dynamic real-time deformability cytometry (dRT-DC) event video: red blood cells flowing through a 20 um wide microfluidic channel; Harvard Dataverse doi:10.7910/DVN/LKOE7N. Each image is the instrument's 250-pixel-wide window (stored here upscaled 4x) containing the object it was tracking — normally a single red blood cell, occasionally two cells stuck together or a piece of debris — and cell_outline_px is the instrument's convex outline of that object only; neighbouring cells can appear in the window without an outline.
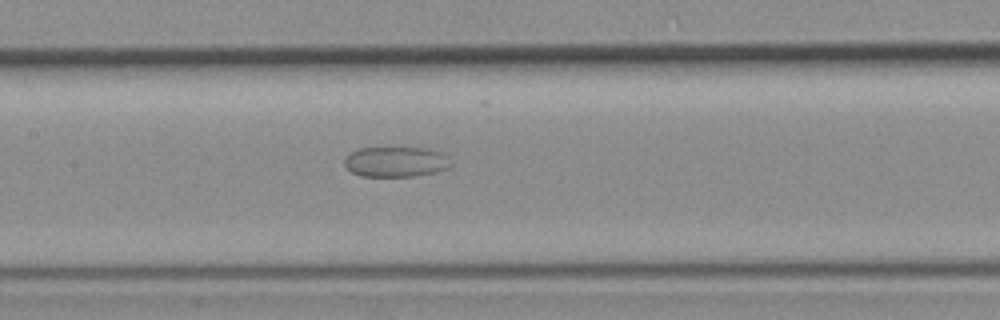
{"species": "common noctule bat (a hibernating species)", "species_latin": "Nyctalus noctula", "temperature_condition": "room temperature", "stored_images_in_passage": 42, "camera_frame_rate_fps": 3000, "um_per_image_px": 0.085, "animal": {"sex": "female", "body_mass_g": 19.3, "forearm_length_mm": 54.1}, "frame": {"image": 1, "passage_image": 17, "time_ms": 5.333, "image_size_px": [1000, 320], "cell_outline_px": [[452, 164], [448, 168], [436, 172], [416, 176], [360, 176], [352, 172], [344, 164], [344, 160], [352, 152], [360, 148], [424, 148], [440, 152]], "centroid_in_image_um": [33.64, 13.76], "position_along_channel_um": 173.8, "area_um2": 18.5}}
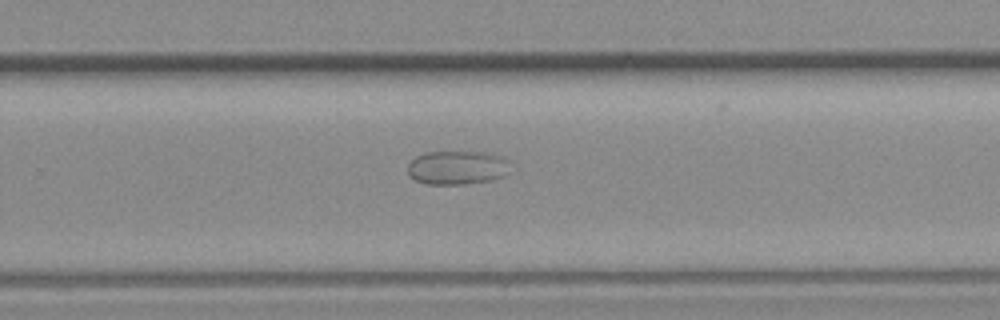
{"frame": {"image": 2, "passage_image": 25, "time_ms": 8.0, "image_size_px": [1000, 320], "cell_outline_px": [[508, 160], [504, 176], [492, 180], [464, 184], [424, 184], [416, 180], [408, 172], [408, 164], [416, 156], [428, 152], [484, 152], [500, 156]], "centroid_in_image_um": [38.83, 14.25], "position_along_channel_um": 291.0, "area_um2": 19.94}}
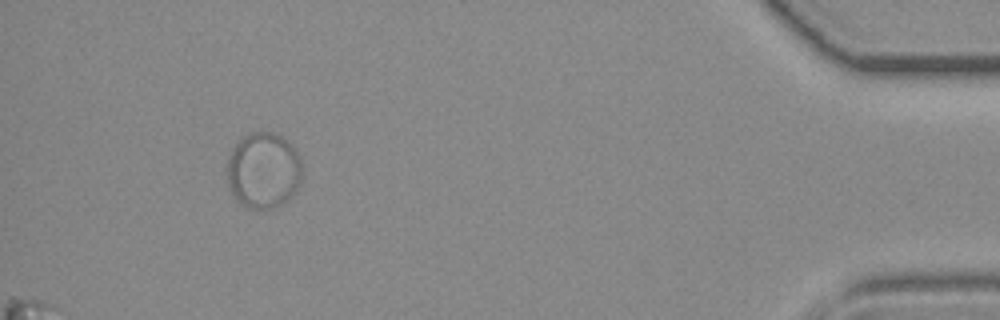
{"frame": {"image": 3, "passage_image": 38, "time_ms": 12.333, "image_size_px": [1000, 320], "cell_outline_px": [[304, 168], [300, 184], [296, 192], [288, 200], [280, 204], [268, 208], [248, 208], [240, 204], [236, 200], [228, 188], [228, 160], [232, 148], [244, 136], [252, 132], [272, 132], [280, 136], [292, 144]], "centroid_in_image_um": [22.41, 14.49], "position_along_channel_um": 412.8, "area_um2": 33.41}}